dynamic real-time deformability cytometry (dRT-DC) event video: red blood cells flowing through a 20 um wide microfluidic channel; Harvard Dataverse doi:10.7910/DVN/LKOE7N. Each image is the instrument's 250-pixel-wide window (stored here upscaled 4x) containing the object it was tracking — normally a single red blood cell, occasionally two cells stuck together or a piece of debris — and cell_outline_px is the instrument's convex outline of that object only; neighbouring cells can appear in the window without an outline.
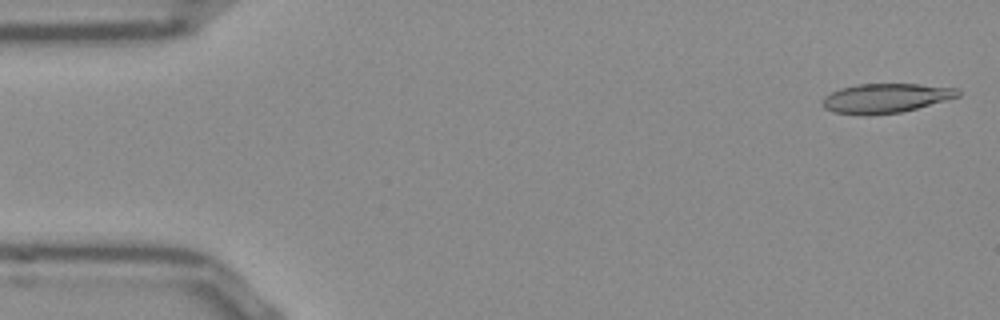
{"species": "Egyptian fruit bat (a non-hibernating species)", "species_latin": "Rousettus aegyptiacus", "temperature_condition": "room temperature", "stored_images_in_passage": 51, "camera_frame_rate_fps": 3000, "um_per_image_px": 0.085, "frame": {"image": 1, "passage_image": 1, "time_ms": 0.0, "image_size_px": [1000, 320], "cell_outline_px": [[960, 96], [916, 108], [900, 112], [868, 116], [864, 116], [832, 112], [824, 108], [820, 104], [820, 100], [824, 96], [840, 88], [860, 84], [920, 84], [956, 88], [960, 92]], "centroid_in_image_um": [75.21, 8.36], "position_along_channel_um": 9.8, "area_um2": 23.35}}
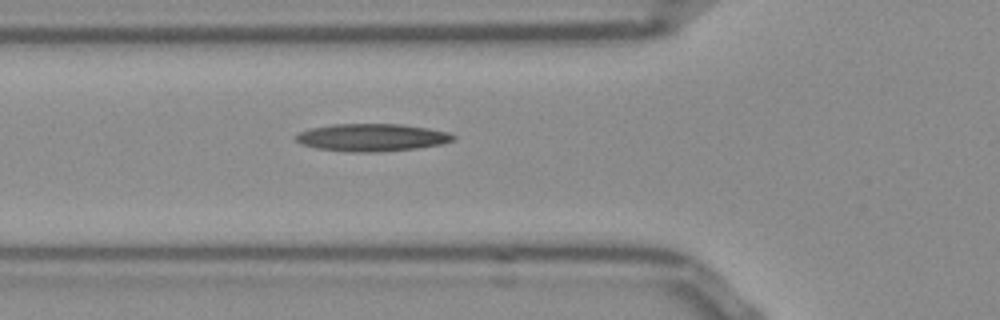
{"frame": {"image": 2, "passage_image": 17, "time_ms": 5.333, "image_size_px": [1000, 320], "cell_outline_px": [[456, 136], [452, 140], [440, 144], [416, 148], [376, 152], [352, 152], [316, 148], [300, 144], [292, 136], [300, 132], [312, 128], [332, 124], [404, 124], [428, 128], [448, 132]], "centroid_in_image_um": [31.57, 11.68], "position_along_channel_um": 94.2, "area_um2": 25.2}}
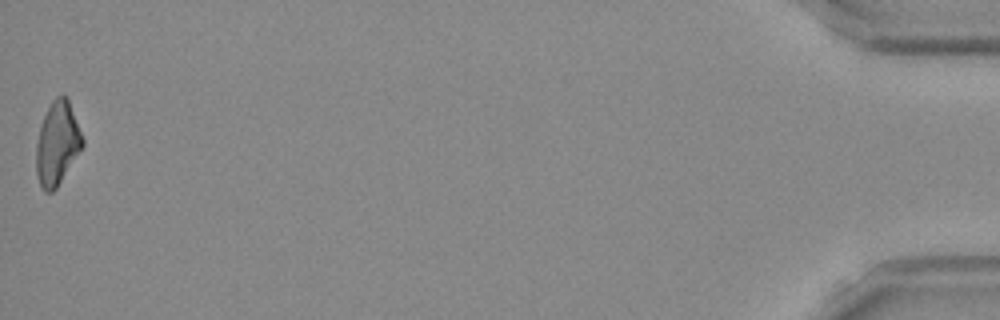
{"frame": {"image": 3, "passage_image": 51, "time_ms": 16.667, "image_size_px": [1000, 320], "cell_outline_px": [[84, 144], [56, 188], [52, 192], [44, 192], [36, 176], [36, 144], [40, 124], [52, 100], [56, 96], [64, 96], [68, 100], [84, 140]], "centroid_in_image_um": [4.84, 12.21], "position_along_channel_um": 430.4, "area_um2": 22.14}, "authors_computed_cell_mechanics": {"area_um2": 23.698, "velocity_mm_per_s": 3.8708, "shape_relaxation_time_tau1_ms": null, "shape_relaxation_time_tau2_ms": 9.4357, "deformation_change_tau1": null, "deformation_change_tau2": 0.2529}}